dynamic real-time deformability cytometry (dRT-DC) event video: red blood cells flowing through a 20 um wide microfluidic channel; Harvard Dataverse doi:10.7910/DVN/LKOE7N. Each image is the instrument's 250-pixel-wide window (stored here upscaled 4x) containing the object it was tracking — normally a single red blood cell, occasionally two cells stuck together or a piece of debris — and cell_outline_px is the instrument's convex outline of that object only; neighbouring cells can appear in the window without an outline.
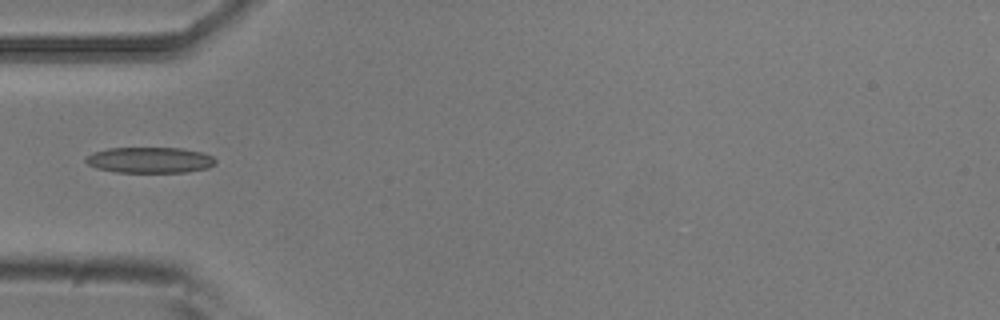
{"species": "common noctule bat (a hibernating species)", "species_latin": "Nyctalus noctula", "temperature_condition": "room temperature", "stored_images_in_passage": 5, "camera_frame_rate_fps": 3000, "um_per_image_px": 0.085, "animal": {"sex": "male", "body_mass_g": 20.5, "forearm_length_mm": 52.5}, "frame": {"image": 1, "passage_image": 5, "time_ms": 1.333, "image_size_px": [1000, 320], "cell_outline_px": [[216, 164], [208, 168], [188, 172], [116, 172], [96, 168], [88, 164], [84, 160], [92, 152], [108, 148], [184, 148], [204, 152], [212, 156], [216, 160]], "centroid_in_image_um": [12.77, 13.6], "position_along_channel_um": 72.2, "area_um2": 19.71}}